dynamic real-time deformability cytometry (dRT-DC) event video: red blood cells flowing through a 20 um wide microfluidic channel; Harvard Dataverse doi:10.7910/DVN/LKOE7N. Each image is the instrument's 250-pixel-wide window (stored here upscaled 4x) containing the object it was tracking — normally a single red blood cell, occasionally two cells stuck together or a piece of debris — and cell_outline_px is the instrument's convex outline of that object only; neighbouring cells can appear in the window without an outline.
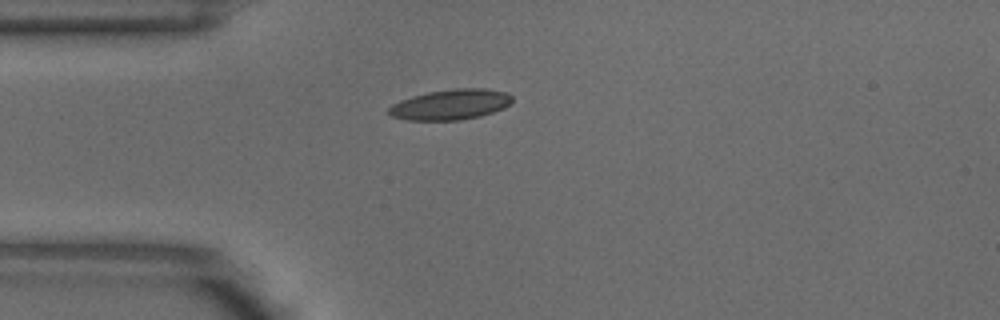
{"species": "common noctule bat (a hibernating species)", "species_latin": "Nyctalus noctula", "temperature_condition": "warm", "stored_images_in_passage": 2, "camera_frame_rate_fps": 3000, "um_per_image_px": 0.085, "animal": {"sex": "male", "body_mass_g": 18.8}, "frame": {"image": 1, "passage_image": 1, "time_ms": 0.0, "image_size_px": [1000, 320], "cell_outline_px": [[512, 104], [504, 108], [480, 116], [460, 120], [408, 120], [392, 116], [388, 112], [388, 108], [392, 104], [400, 100], [412, 96], [428, 92], [452, 88], [484, 88], [508, 92], [512, 96]], "centroid_in_image_um": [38.33, 8.87], "position_along_channel_um": 46.7, "area_um2": 22.02}}